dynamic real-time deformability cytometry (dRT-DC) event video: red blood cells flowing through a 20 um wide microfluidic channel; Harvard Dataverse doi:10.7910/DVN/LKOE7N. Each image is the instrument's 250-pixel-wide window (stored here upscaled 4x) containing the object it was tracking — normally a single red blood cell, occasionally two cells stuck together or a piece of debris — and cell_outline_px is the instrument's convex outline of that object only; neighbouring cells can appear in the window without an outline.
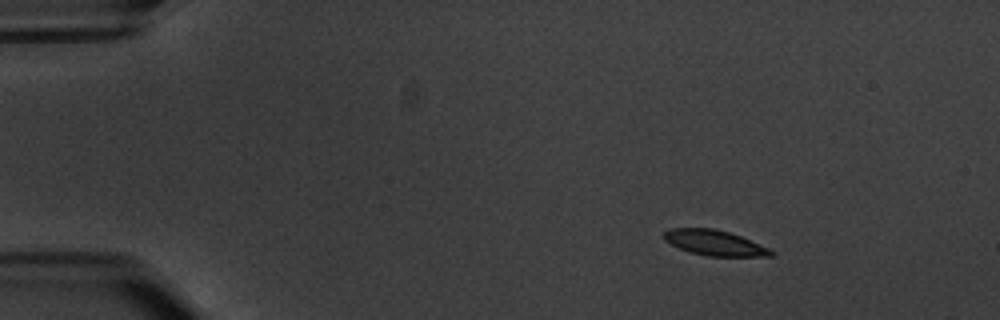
{"species": "common noctule bat (a hibernating species)", "species_latin": "Nyctalus noctula", "temperature_condition": "warm", "stored_images_in_passage": 4, "camera_frame_rate_fps": 3000, "um_per_image_px": 0.085, "animal": {"sex": "male", "body_mass_g": 20.1, "forearm_length_mm": 53.5}, "frame": {"image": 1, "passage_image": 1, "time_ms": 0.0, "image_size_px": [1000, 320], "cell_outline_px": [[776, 256], [708, 256], [692, 252], [680, 248], [664, 240], [664, 232], [668, 228], [712, 228], [728, 232], [740, 236], [768, 248], [776, 252]], "centroid_in_image_um": [60.75, 20.64], "position_along_channel_um": 24.2, "area_um2": 15.61}}